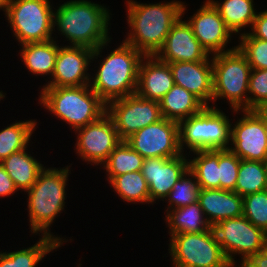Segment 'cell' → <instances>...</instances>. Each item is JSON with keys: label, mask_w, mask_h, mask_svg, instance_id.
<instances>
[{"label": "cell", "mask_w": 267, "mask_h": 267, "mask_svg": "<svg viewBox=\"0 0 267 267\" xmlns=\"http://www.w3.org/2000/svg\"><path fill=\"white\" fill-rule=\"evenodd\" d=\"M198 202L212 227L220 221L243 216V197L234 191L200 188Z\"/></svg>", "instance_id": "cell-21"}, {"label": "cell", "mask_w": 267, "mask_h": 267, "mask_svg": "<svg viewBox=\"0 0 267 267\" xmlns=\"http://www.w3.org/2000/svg\"><path fill=\"white\" fill-rule=\"evenodd\" d=\"M240 160L230 149L219 150L220 189L235 191Z\"/></svg>", "instance_id": "cell-36"}, {"label": "cell", "mask_w": 267, "mask_h": 267, "mask_svg": "<svg viewBox=\"0 0 267 267\" xmlns=\"http://www.w3.org/2000/svg\"><path fill=\"white\" fill-rule=\"evenodd\" d=\"M4 97H5L4 93L0 91V101L3 100Z\"/></svg>", "instance_id": "cell-44"}, {"label": "cell", "mask_w": 267, "mask_h": 267, "mask_svg": "<svg viewBox=\"0 0 267 267\" xmlns=\"http://www.w3.org/2000/svg\"><path fill=\"white\" fill-rule=\"evenodd\" d=\"M238 49L245 55L251 69H267V41L254 38L244 31L239 36Z\"/></svg>", "instance_id": "cell-34"}, {"label": "cell", "mask_w": 267, "mask_h": 267, "mask_svg": "<svg viewBox=\"0 0 267 267\" xmlns=\"http://www.w3.org/2000/svg\"><path fill=\"white\" fill-rule=\"evenodd\" d=\"M216 105L205 106L200 112L178 122L179 147L191 152L229 149L231 123ZM185 147V148H184Z\"/></svg>", "instance_id": "cell-6"}, {"label": "cell", "mask_w": 267, "mask_h": 267, "mask_svg": "<svg viewBox=\"0 0 267 267\" xmlns=\"http://www.w3.org/2000/svg\"><path fill=\"white\" fill-rule=\"evenodd\" d=\"M143 162L144 158L138 152L133 150L126 141H121L101 167H104L107 174L106 180L109 182L115 176L141 171Z\"/></svg>", "instance_id": "cell-31"}, {"label": "cell", "mask_w": 267, "mask_h": 267, "mask_svg": "<svg viewBox=\"0 0 267 267\" xmlns=\"http://www.w3.org/2000/svg\"><path fill=\"white\" fill-rule=\"evenodd\" d=\"M231 267H240V266H239V263H238V266L237 265H232Z\"/></svg>", "instance_id": "cell-46"}, {"label": "cell", "mask_w": 267, "mask_h": 267, "mask_svg": "<svg viewBox=\"0 0 267 267\" xmlns=\"http://www.w3.org/2000/svg\"><path fill=\"white\" fill-rule=\"evenodd\" d=\"M243 216L267 234V189L243 197Z\"/></svg>", "instance_id": "cell-35"}, {"label": "cell", "mask_w": 267, "mask_h": 267, "mask_svg": "<svg viewBox=\"0 0 267 267\" xmlns=\"http://www.w3.org/2000/svg\"><path fill=\"white\" fill-rule=\"evenodd\" d=\"M189 160V170L201 189H220L219 150L195 151Z\"/></svg>", "instance_id": "cell-28"}, {"label": "cell", "mask_w": 267, "mask_h": 267, "mask_svg": "<svg viewBox=\"0 0 267 267\" xmlns=\"http://www.w3.org/2000/svg\"><path fill=\"white\" fill-rule=\"evenodd\" d=\"M217 241L231 265H237L236 255H241L240 264L267 250V234L254 226L246 217L230 218L213 227ZM236 254V255H235Z\"/></svg>", "instance_id": "cell-10"}, {"label": "cell", "mask_w": 267, "mask_h": 267, "mask_svg": "<svg viewBox=\"0 0 267 267\" xmlns=\"http://www.w3.org/2000/svg\"><path fill=\"white\" fill-rule=\"evenodd\" d=\"M175 85L168 63L155 55H145L140 63L136 94L142 98L159 102Z\"/></svg>", "instance_id": "cell-20"}, {"label": "cell", "mask_w": 267, "mask_h": 267, "mask_svg": "<svg viewBox=\"0 0 267 267\" xmlns=\"http://www.w3.org/2000/svg\"><path fill=\"white\" fill-rule=\"evenodd\" d=\"M163 118L179 122L200 112L206 105L185 88L174 85L159 101Z\"/></svg>", "instance_id": "cell-22"}, {"label": "cell", "mask_w": 267, "mask_h": 267, "mask_svg": "<svg viewBox=\"0 0 267 267\" xmlns=\"http://www.w3.org/2000/svg\"><path fill=\"white\" fill-rule=\"evenodd\" d=\"M75 134V154L87 164L92 163L91 165L100 167L122 141L113 121L106 113L97 121L76 130Z\"/></svg>", "instance_id": "cell-13"}, {"label": "cell", "mask_w": 267, "mask_h": 267, "mask_svg": "<svg viewBox=\"0 0 267 267\" xmlns=\"http://www.w3.org/2000/svg\"><path fill=\"white\" fill-rule=\"evenodd\" d=\"M109 184L124 202L150 204L149 187L142 171L115 176Z\"/></svg>", "instance_id": "cell-29"}, {"label": "cell", "mask_w": 267, "mask_h": 267, "mask_svg": "<svg viewBox=\"0 0 267 267\" xmlns=\"http://www.w3.org/2000/svg\"><path fill=\"white\" fill-rule=\"evenodd\" d=\"M240 267H267V255H261L257 257H253L242 264Z\"/></svg>", "instance_id": "cell-40"}, {"label": "cell", "mask_w": 267, "mask_h": 267, "mask_svg": "<svg viewBox=\"0 0 267 267\" xmlns=\"http://www.w3.org/2000/svg\"><path fill=\"white\" fill-rule=\"evenodd\" d=\"M251 31L249 33L254 37L267 41V9L257 12Z\"/></svg>", "instance_id": "cell-38"}, {"label": "cell", "mask_w": 267, "mask_h": 267, "mask_svg": "<svg viewBox=\"0 0 267 267\" xmlns=\"http://www.w3.org/2000/svg\"><path fill=\"white\" fill-rule=\"evenodd\" d=\"M187 153L168 159L161 157L145 158L142 174L149 187L150 204L158 199L164 201L174 184L189 169Z\"/></svg>", "instance_id": "cell-17"}, {"label": "cell", "mask_w": 267, "mask_h": 267, "mask_svg": "<svg viewBox=\"0 0 267 267\" xmlns=\"http://www.w3.org/2000/svg\"><path fill=\"white\" fill-rule=\"evenodd\" d=\"M212 70L213 104L218 99H225L235 114L240 110H248V87L252 69L238 47L212 55Z\"/></svg>", "instance_id": "cell-7"}, {"label": "cell", "mask_w": 267, "mask_h": 267, "mask_svg": "<svg viewBox=\"0 0 267 267\" xmlns=\"http://www.w3.org/2000/svg\"><path fill=\"white\" fill-rule=\"evenodd\" d=\"M264 128L267 136V120L264 118Z\"/></svg>", "instance_id": "cell-43"}, {"label": "cell", "mask_w": 267, "mask_h": 267, "mask_svg": "<svg viewBox=\"0 0 267 267\" xmlns=\"http://www.w3.org/2000/svg\"><path fill=\"white\" fill-rule=\"evenodd\" d=\"M69 171L70 165L63 168L45 167L36 182L26 192L31 233L55 238L61 245L66 243L67 239L53 235L49 228L53 225L55 218L59 216L58 214L64 210L65 188L68 185L69 173H71Z\"/></svg>", "instance_id": "cell-3"}, {"label": "cell", "mask_w": 267, "mask_h": 267, "mask_svg": "<svg viewBox=\"0 0 267 267\" xmlns=\"http://www.w3.org/2000/svg\"><path fill=\"white\" fill-rule=\"evenodd\" d=\"M203 3L187 21L200 45L210 55L235 49L237 46L225 50L233 34L213 4L209 0Z\"/></svg>", "instance_id": "cell-16"}, {"label": "cell", "mask_w": 267, "mask_h": 267, "mask_svg": "<svg viewBox=\"0 0 267 267\" xmlns=\"http://www.w3.org/2000/svg\"><path fill=\"white\" fill-rule=\"evenodd\" d=\"M61 247V244L50 236L42 235L33 246L13 252H0V267H38L43 258Z\"/></svg>", "instance_id": "cell-26"}, {"label": "cell", "mask_w": 267, "mask_h": 267, "mask_svg": "<svg viewBox=\"0 0 267 267\" xmlns=\"http://www.w3.org/2000/svg\"><path fill=\"white\" fill-rule=\"evenodd\" d=\"M55 10L53 29L65 36L69 46L96 49L112 39L108 27L111 13L106 6L90 0H70Z\"/></svg>", "instance_id": "cell-2"}, {"label": "cell", "mask_w": 267, "mask_h": 267, "mask_svg": "<svg viewBox=\"0 0 267 267\" xmlns=\"http://www.w3.org/2000/svg\"><path fill=\"white\" fill-rule=\"evenodd\" d=\"M49 0H9L5 17L20 45L54 39V10Z\"/></svg>", "instance_id": "cell-8"}, {"label": "cell", "mask_w": 267, "mask_h": 267, "mask_svg": "<svg viewBox=\"0 0 267 267\" xmlns=\"http://www.w3.org/2000/svg\"><path fill=\"white\" fill-rule=\"evenodd\" d=\"M199 190L195 175L188 169L165 198L168 201L165 212L197 202Z\"/></svg>", "instance_id": "cell-33"}, {"label": "cell", "mask_w": 267, "mask_h": 267, "mask_svg": "<svg viewBox=\"0 0 267 267\" xmlns=\"http://www.w3.org/2000/svg\"><path fill=\"white\" fill-rule=\"evenodd\" d=\"M39 104L76 131L106 113V104L90 85L41 87Z\"/></svg>", "instance_id": "cell-5"}, {"label": "cell", "mask_w": 267, "mask_h": 267, "mask_svg": "<svg viewBox=\"0 0 267 267\" xmlns=\"http://www.w3.org/2000/svg\"><path fill=\"white\" fill-rule=\"evenodd\" d=\"M165 217L170 236L200 233L212 228L198 201L181 208L168 210Z\"/></svg>", "instance_id": "cell-25"}, {"label": "cell", "mask_w": 267, "mask_h": 267, "mask_svg": "<svg viewBox=\"0 0 267 267\" xmlns=\"http://www.w3.org/2000/svg\"><path fill=\"white\" fill-rule=\"evenodd\" d=\"M267 102V69L251 70L248 87V110Z\"/></svg>", "instance_id": "cell-37"}, {"label": "cell", "mask_w": 267, "mask_h": 267, "mask_svg": "<svg viewBox=\"0 0 267 267\" xmlns=\"http://www.w3.org/2000/svg\"><path fill=\"white\" fill-rule=\"evenodd\" d=\"M264 164H265V167H266V173H267V158H266V160L264 161Z\"/></svg>", "instance_id": "cell-45"}, {"label": "cell", "mask_w": 267, "mask_h": 267, "mask_svg": "<svg viewBox=\"0 0 267 267\" xmlns=\"http://www.w3.org/2000/svg\"><path fill=\"white\" fill-rule=\"evenodd\" d=\"M37 121H16L0 131V163L11 154L28 148Z\"/></svg>", "instance_id": "cell-30"}, {"label": "cell", "mask_w": 267, "mask_h": 267, "mask_svg": "<svg viewBox=\"0 0 267 267\" xmlns=\"http://www.w3.org/2000/svg\"><path fill=\"white\" fill-rule=\"evenodd\" d=\"M27 148L11 154L5 158L1 165L13 180L17 190L27 192L36 182L40 172L45 166L36 158L28 154Z\"/></svg>", "instance_id": "cell-23"}, {"label": "cell", "mask_w": 267, "mask_h": 267, "mask_svg": "<svg viewBox=\"0 0 267 267\" xmlns=\"http://www.w3.org/2000/svg\"><path fill=\"white\" fill-rule=\"evenodd\" d=\"M9 0H0V10H3L6 13Z\"/></svg>", "instance_id": "cell-42"}, {"label": "cell", "mask_w": 267, "mask_h": 267, "mask_svg": "<svg viewBox=\"0 0 267 267\" xmlns=\"http://www.w3.org/2000/svg\"><path fill=\"white\" fill-rule=\"evenodd\" d=\"M145 55L124 40L104 59H100L91 89L105 103L124 98L136 92L138 71Z\"/></svg>", "instance_id": "cell-4"}, {"label": "cell", "mask_w": 267, "mask_h": 267, "mask_svg": "<svg viewBox=\"0 0 267 267\" xmlns=\"http://www.w3.org/2000/svg\"><path fill=\"white\" fill-rule=\"evenodd\" d=\"M106 114L113 121L122 141L163 118L159 102L142 98L136 93L107 103Z\"/></svg>", "instance_id": "cell-11"}, {"label": "cell", "mask_w": 267, "mask_h": 267, "mask_svg": "<svg viewBox=\"0 0 267 267\" xmlns=\"http://www.w3.org/2000/svg\"><path fill=\"white\" fill-rule=\"evenodd\" d=\"M18 191L14 185L13 180L6 173L3 166L0 163V198L12 196Z\"/></svg>", "instance_id": "cell-39"}, {"label": "cell", "mask_w": 267, "mask_h": 267, "mask_svg": "<svg viewBox=\"0 0 267 267\" xmlns=\"http://www.w3.org/2000/svg\"><path fill=\"white\" fill-rule=\"evenodd\" d=\"M172 267H231L213 228L200 233L170 236Z\"/></svg>", "instance_id": "cell-9"}, {"label": "cell", "mask_w": 267, "mask_h": 267, "mask_svg": "<svg viewBox=\"0 0 267 267\" xmlns=\"http://www.w3.org/2000/svg\"><path fill=\"white\" fill-rule=\"evenodd\" d=\"M217 9L226 27L232 32L242 35L243 28L253 26L257 12L253 0H209Z\"/></svg>", "instance_id": "cell-27"}, {"label": "cell", "mask_w": 267, "mask_h": 267, "mask_svg": "<svg viewBox=\"0 0 267 267\" xmlns=\"http://www.w3.org/2000/svg\"><path fill=\"white\" fill-rule=\"evenodd\" d=\"M185 11L183 3L182 16L172 25L163 46L155 54L163 62H199L210 57L195 37L191 25L182 20Z\"/></svg>", "instance_id": "cell-18"}, {"label": "cell", "mask_w": 267, "mask_h": 267, "mask_svg": "<svg viewBox=\"0 0 267 267\" xmlns=\"http://www.w3.org/2000/svg\"><path fill=\"white\" fill-rule=\"evenodd\" d=\"M243 116L231 125L229 149L240 159L262 161L267 158L264 117L257 110H241ZM232 143V144H231Z\"/></svg>", "instance_id": "cell-15"}, {"label": "cell", "mask_w": 267, "mask_h": 267, "mask_svg": "<svg viewBox=\"0 0 267 267\" xmlns=\"http://www.w3.org/2000/svg\"><path fill=\"white\" fill-rule=\"evenodd\" d=\"M129 32L124 41L144 55H155L163 46L172 25L182 16V1L139 3L127 0Z\"/></svg>", "instance_id": "cell-1"}, {"label": "cell", "mask_w": 267, "mask_h": 267, "mask_svg": "<svg viewBox=\"0 0 267 267\" xmlns=\"http://www.w3.org/2000/svg\"><path fill=\"white\" fill-rule=\"evenodd\" d=\"M267 189V173L264 162L240 160L235 191L244 197Z\"/></svg>", "instance_id": "cell-32"}, {"label": "cell", "mask_w": 267, "mask_h": 267, "mask_svg": "<svg viewBox=\"0 0 267 267\" xmlns=\"http://www.w3.org/2000/svg\"><path fill=\"white\" fill-rule=\"evenodd\" d=\"M52 39L22 44L20 56L28 72L34 75H53L59 44Z\"/></svg>", "instance_id": "cell-24"}, {"label": "cell", "mask_w": 267, "mask_h": 267, "mask_svg": "<svg viewBox=\"0 0 267 267\" xmlns=\"http://www.w3.org/2000/svg\"><path fill=\"white\" fill-rule=\"evenodd\" d=\"M104 42L96 49L82 46H60L55 61L52 80L43 87H78L90 85L91 75L87 72L92 61L102 57V49L109 46Z\"/></svg>", "instance_id": "cell-12"}, {"label": "cell", "mask_w": 267, "mask_h": 267, "mask_svg": "<svg viewBox=\"0 0 267 267\" xmlns=\"http://www.w3.org/2000/svg\"><path fill=\"white\" fill-rule=\"evenodd\" d=\"M175 85L181 86L198 97L206 106L213 98L212 55L205 61L168 63Z\"/></svg>", "instance_id": "cell-19"}, {"label": "cell", "mask_w": 267, "mask_h": 267, "mask_svg": "<svg viewBox=\"0 0 267 267\" xmlns=\"http://www.w3.org/2000/svg\"><path fill=\"white\" fill-rule=\"evenodd\" d=\"M267 120V102L256 109Z\"/></svg>", "instance_id": "cell-41"}, {"label": "cell", "mask_w": 267, "mask_h": 267, "mask_svg": "<svg viewBox=\"0 0 267 267\" xmlns=\"http://www.w3.org/2000/svg\"><path fill=\"white\" fill-rule=\"evenodd\" d=\"M125 141L144 159H171L182 154L179 147L178 122L165 118L138 130Z\"/></svg>", "instance_id": "cell-14"}]
</instances>
